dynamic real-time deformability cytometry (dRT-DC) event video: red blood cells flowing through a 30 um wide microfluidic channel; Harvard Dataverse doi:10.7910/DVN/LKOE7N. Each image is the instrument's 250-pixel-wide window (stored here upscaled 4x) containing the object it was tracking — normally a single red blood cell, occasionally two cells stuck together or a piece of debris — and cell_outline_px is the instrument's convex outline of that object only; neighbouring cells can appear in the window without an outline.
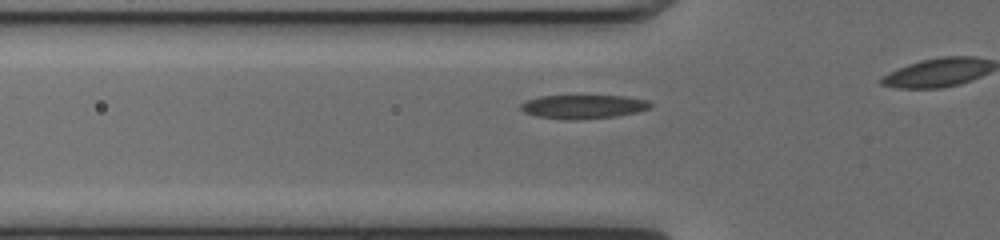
{"species": "common noctule bat (a hibernating species)", "species_latin": "Nyctalus noctula", "temperature_condition": "cold", "stored_images_in_passage": 13, "camera_frame_rate_fps": 3000, "um_per_image_px": 0.085, "animal": {"sex": "female", "body_mass_g": 17.0, "forearm_length_mm": 48.0}, "frame": {"image": 1, "passage_image": 8, "time_ms": 2.333, "image_size_px": [1000, 240], "cell_outline_px": [[652, 104], [648, 108], [636, 112], [616, 116], [576, 120], [536, 116], [524, 112], [520, 108], [520, 104], [528, 100], [540, 96], [624, 96], [648, 100]], "centroid_in_image_um": [49.57, 9.06], "position_along_channel_um": 76.2, "area_um2": 17.74}}
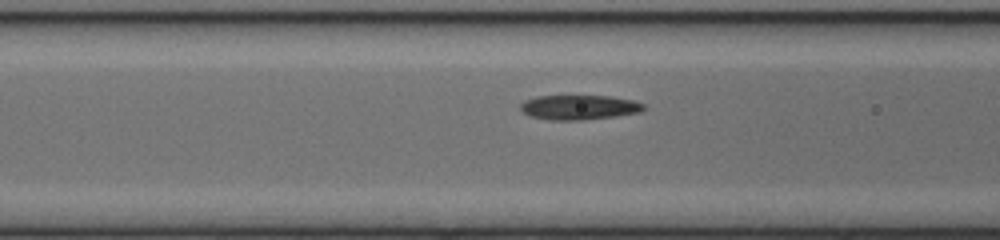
{"frame": {"image": 2, "passage_image": 11, "time_ms": 3.333, "image_size_px": [1000, 240], "cell_outline_px": [[644, 108], [640, 112], [616, 116], [580, 120], [548, 120], [528, 116], [520, 108], [520, 104], [524, 100], [536, 96], [608, 96], [636, 100], [644, 104]], "centroid_in_image_um": [49.2, 9.12], "position_along_channel_um": 117.4, "area_um2": 17.8}}